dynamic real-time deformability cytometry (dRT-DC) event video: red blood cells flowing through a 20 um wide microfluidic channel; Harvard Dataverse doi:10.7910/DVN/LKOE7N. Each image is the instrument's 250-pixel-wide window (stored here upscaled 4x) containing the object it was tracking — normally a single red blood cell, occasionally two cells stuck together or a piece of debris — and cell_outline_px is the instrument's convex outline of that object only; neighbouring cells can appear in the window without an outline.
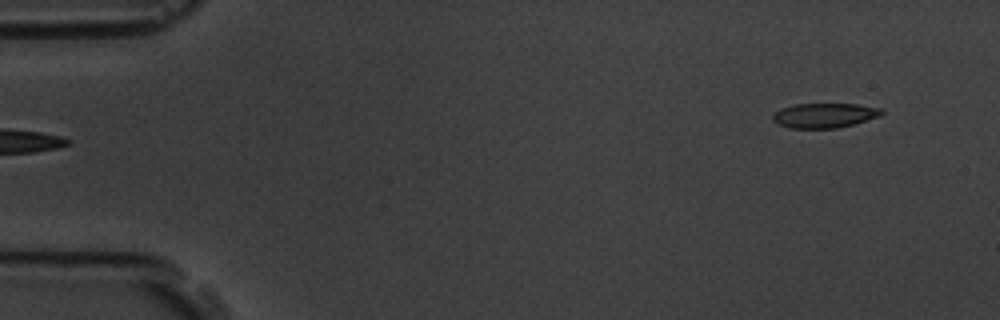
{"species": "common noctule bat (a hibernating species)", "species_latin": "Nyctalus noctula", "temperature_condition": "room temperature", "stored_images_in_passage": 5, "segment_of_instrument_passage": [2, 2], "camera_frame_rate_fps": 3000, "um_per_image_px": 0.085, "animal": {"sex": "male", "body_mass_g": 19.5, "forearm_length_mm": 54.6}, "frame": {"image": 1, "passage_image": 5, "time_ms": 5.333, "image_size_px": [1000, 320], "cell_outline_px": [[884, 112], [880, 116], [852, 124], [836, 128], [788, 128], [776, 124], [772, 120], [772, 116], [780, 108], [792, 104], [856, 104], [884, 108]], "centroid_in_image_um": [70.05, 9.8], "position_along_channel_um": 14.9, "area_um2": 15.78}}